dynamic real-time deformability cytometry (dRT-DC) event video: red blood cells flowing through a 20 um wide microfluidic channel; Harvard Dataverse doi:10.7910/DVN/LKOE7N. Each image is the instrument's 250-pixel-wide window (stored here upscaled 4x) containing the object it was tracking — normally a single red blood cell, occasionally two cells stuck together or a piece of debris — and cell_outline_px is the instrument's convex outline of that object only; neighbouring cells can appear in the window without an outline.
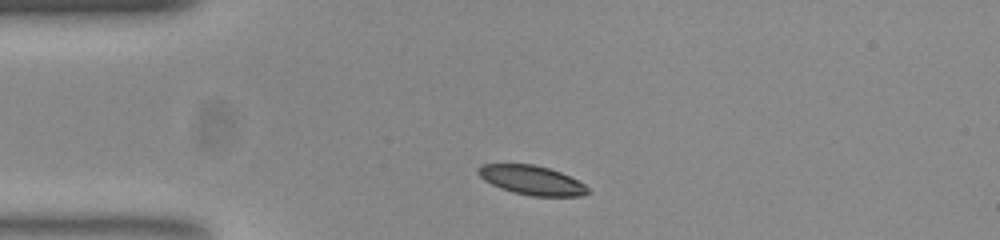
{"species": "common noctule bat (a hibernating species)", "species_latin": "Nyctalus noctula", "temperature_condition": "room temperature", "stored_images_in_passage": 36, "camera_frame_rate_fps": 3000, "um_per_image_px": 0.085, "animal": {"sex": "female", "body_mass_g": 23.0, "forearm_length_mm": 53.4}, "frame": {"image": 1, "passage_image": 1, "time_ms": 0.0, "image_size_px": [1000, 240], "cell_outline_px": [[588, 192], [580, 196], [532, 196], [516, 192], [492, 184], [484, 180], [480, 176], [480, 168], [484, 164], [532, 164], [548, 168], [560, 172], [584, 184], [588, 188]], "centroid_in_image_um": [45.23, 15.31], "position_along_channel_um": 39.8, "area_um2": 18.03}}
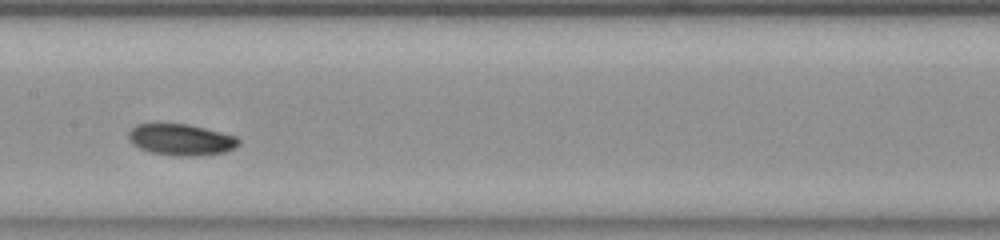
{"frame": {"image": 2, "passage_image": 15, "time_ms": 4.667, "image_size_px": [1000, 240], "cell_outline_px": [[240, 140], [232, 148], [224, 152], [200, 156], [180, 156], [152, 152], [140, 148], [128, 140], [128, 132], [136, 124], [188, 124], [236, 136]], "centroid_in_image_um": [15.36, 11.87], "position_along_channel_um": 192.0, "area_um2": 19.83}}
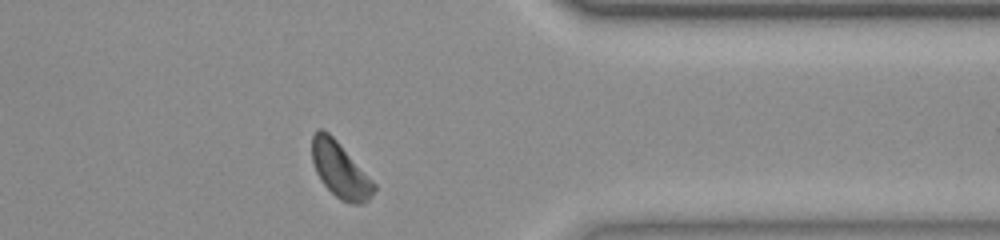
{"frame": {"image": 3, "passage_image": 31, "time_ms": 10.0, "image_size_px": [1000, 240], "cell_outline_px": [[376, 188], [368, 200], [364, 204], [352, 204], [340, 200], [320, 180], [316, 172], [312, 160], [312, 136], [316, 128], [324, 128], [336, 140], [376, 184]], "centroid_in_image_um": [28.89, 14.44], "position_along_channel_um": 382.5, "area_um2": 19.94}}